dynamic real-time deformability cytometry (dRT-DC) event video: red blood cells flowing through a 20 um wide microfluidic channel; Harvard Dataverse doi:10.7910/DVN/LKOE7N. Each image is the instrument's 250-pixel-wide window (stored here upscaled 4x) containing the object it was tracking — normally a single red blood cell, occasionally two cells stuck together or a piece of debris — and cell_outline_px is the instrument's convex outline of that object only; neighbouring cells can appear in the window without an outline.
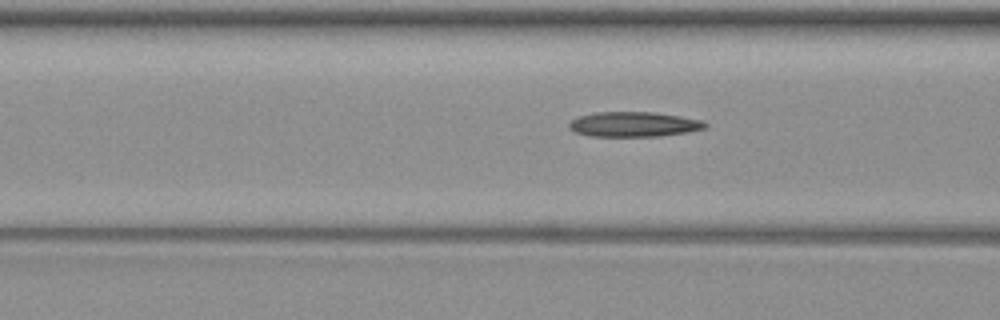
{"species": "common noctule bat (a hibernating species)", "species_latin": "Nyctalus noctula", "temperature_condition": "warm", "stored_images_in_passage": 7, "camera_frame_rate_fps": 3000, "um_per_image_px": 0.085, "animal": {"sex": "female", "body_mass_g": 19.3, "forearm_length_mm": 54.1}, "frame": {"image": 1, "passage_image": 7, "time_ms": 8.0, "image_size_px": [1000, 320], "cell_outline_px": [[708, 124], [704, 128], [688, 132], [660, 136], [588, 136], [576, 132], [568, 128], [568, 124], [572, 120], [580, 116], [596, 112], [652, 112], [680, 116], [704, 120]], "centroid_in_image_um": [53.88, 10.56], "position_along_channel_um": 112.7, "area_um2": 19.77}}